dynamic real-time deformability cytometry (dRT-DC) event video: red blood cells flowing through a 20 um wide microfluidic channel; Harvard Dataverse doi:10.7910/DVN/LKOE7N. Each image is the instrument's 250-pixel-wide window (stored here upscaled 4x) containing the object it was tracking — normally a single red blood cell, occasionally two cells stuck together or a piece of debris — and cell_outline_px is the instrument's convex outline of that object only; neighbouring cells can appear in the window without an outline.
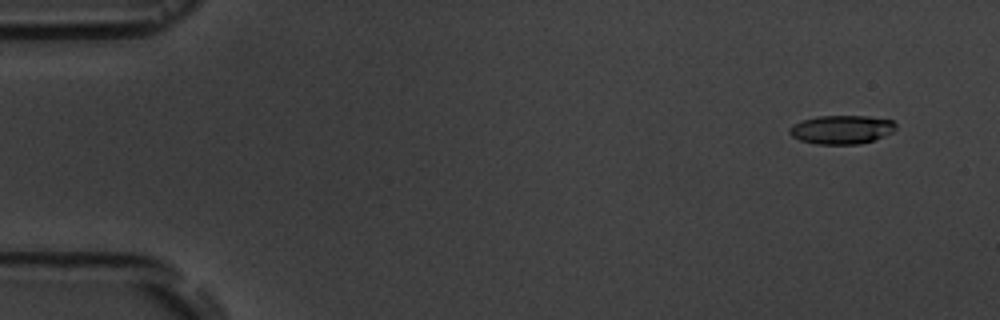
{"species": "common noctule bat (a hibernating species)", "species_latin": "Nyctalus noctula", "temperature_condition": "room temperature", "stored_images_in_passage": 7, "camera_frame_rate_fps": 3000, "um_per_image_px": 0.085, "animal": {"sex": "male", "body_mass_g": 19.5, "forearm_length_mm": 54.6}, "frame": {"image": 1, "passage_image": 2, "time_ms": 1.0, "image_size_px": [1000, 320], "cell_outline_px": [[896, 128], [892, 132], [872, 140], [860, 144], [816, 144], [800, 140], [792, 136], [788, 132], [788, 128], [792, 124], [804, 120], [820, 116], [868, 116], [892, 120], [896, 124]], "centroid_in_image_um": [71.51, 11.01], "position_along_channel_um": 13.5, "area_um2": 17.69}}
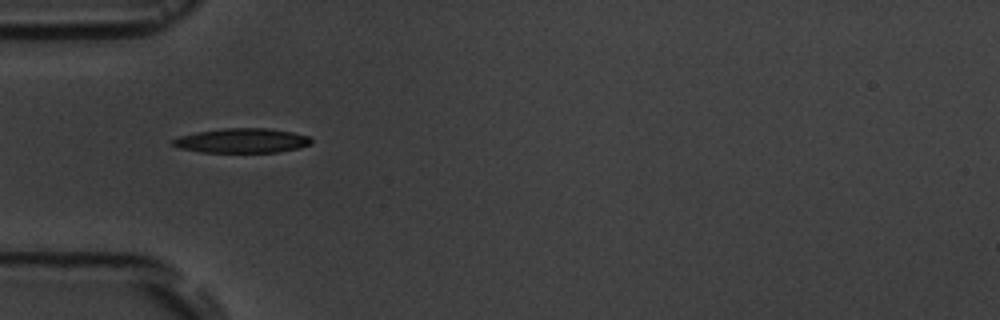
{"frame": {"image": 2, "passage_image": 6, "time_ms": 5.667, "image_size_px": [1000, 320], "cell_outline_px": [[312, 144], [296, 148], [276, 152], [200, 152], [180, 148], [172, 144], [172, 140], [180, 136], [196, 132], [224, 128], [268, 128], [292, 132], [308, 136], [312, 140]], "centroid_in_image_um": [20.56, 11.95], "position_along_channel_um": 64.4, "area_um2": 19.65}}
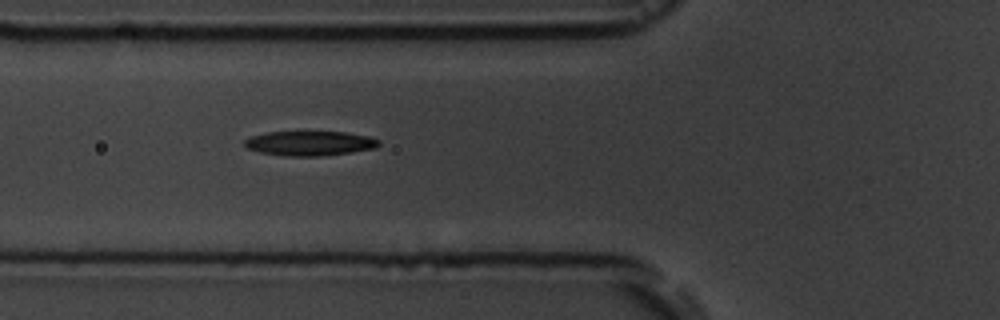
{"frame": {"image": 3, "passage_image": 7, "time_ms": 6.667, "image_size_px": [1000, 320], "cell_outline_px": [[380, 144], [376, 148], [352, 152], [320, 156], [284, 156], [260, 152], [248, 148], [244, 144], [244, 140], [248, 136], [268, 132], [344, 132], [368, 136], [380, 140]], "centroid_in_image_um": [26.32, 12.18], "position_along_channel_um": 99.5, "area_um2": 19.31}}